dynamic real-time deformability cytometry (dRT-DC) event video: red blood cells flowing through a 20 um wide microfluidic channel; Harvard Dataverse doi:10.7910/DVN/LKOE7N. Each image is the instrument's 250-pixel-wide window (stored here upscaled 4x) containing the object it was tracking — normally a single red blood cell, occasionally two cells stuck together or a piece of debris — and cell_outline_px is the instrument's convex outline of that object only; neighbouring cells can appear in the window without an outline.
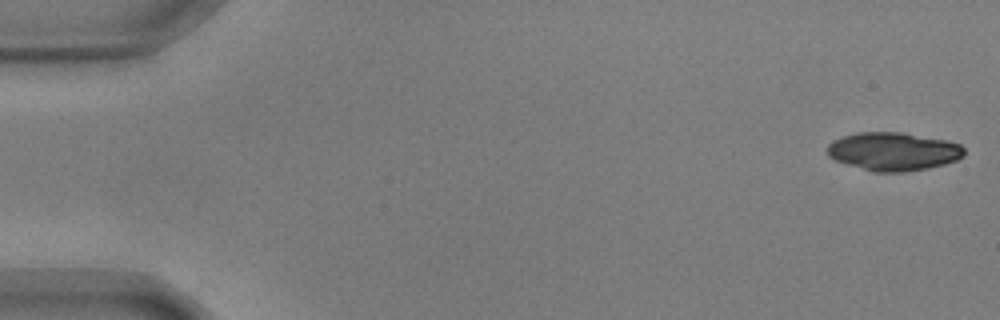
{"species": "common noctule bat (a hibernating species)", "species_latin": "Nyctalus noctula", "temperature_condition": "warm", "stored_images_in_passage": 54, "camera_frame_rate_fps": 3000, "um_per_image_px": 0.085, "animal": {"sex": "male", "body_mass_g": 17.9, "forearm_length_mm": 54.2}, "frame": {"image": 1, "passage_image": 1, "time_ms": 0.0, "image_size_px": [1000, 320], "cell_outline_px": [[964, 156], [956, 160], [944, 164], [928, 168], [904, 172], [872, 172], [836, 160], [828, 156], [828, 144], [832, 140], [856, 132], [900, 132], [948, 140], [960, 144], [964, 148]], "centroid_in_image_um": [75.94, 12.87], "position_along_channel_um": 9.1, "area_um2": 30.58}}
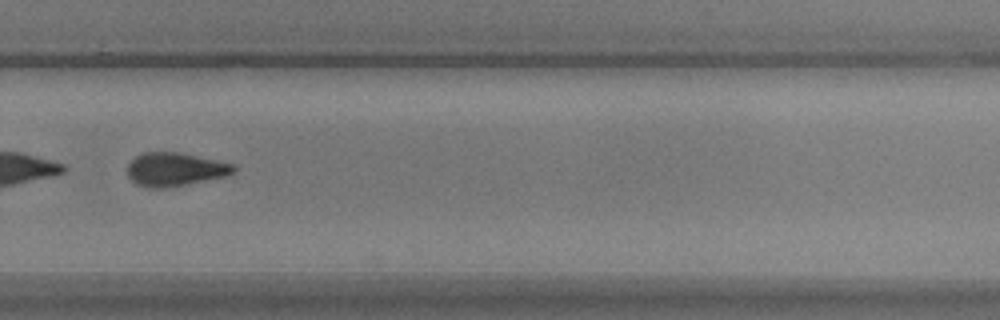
{"frame": {"image": 2, "passage_image": 38, "time_ms": 12.333, "image_size_px": [1000, 320], "cell_outline_px": [[236, 172], [228, 176], [164, 188], [152, 188], [136, 184], [128, 176], [128, 164], [136, 156], [144, 152], [180, 152], [236, 164]], "centroid_in_image_um": [14.92, 14.39], "position_along_channel_um": 314.9, "area_um2": 20.81}, "authors_computed_cell_mechanics": {"area_um2": 27.0504, "velocity_mm_per_s": 3.646, "shape_relaxation_time_tau1_ms": 3.529, "shape_relaxation_time_tau2_ms": null, "deformation_change_tau1": 0.1708, "deformation_change_tau2": null}}